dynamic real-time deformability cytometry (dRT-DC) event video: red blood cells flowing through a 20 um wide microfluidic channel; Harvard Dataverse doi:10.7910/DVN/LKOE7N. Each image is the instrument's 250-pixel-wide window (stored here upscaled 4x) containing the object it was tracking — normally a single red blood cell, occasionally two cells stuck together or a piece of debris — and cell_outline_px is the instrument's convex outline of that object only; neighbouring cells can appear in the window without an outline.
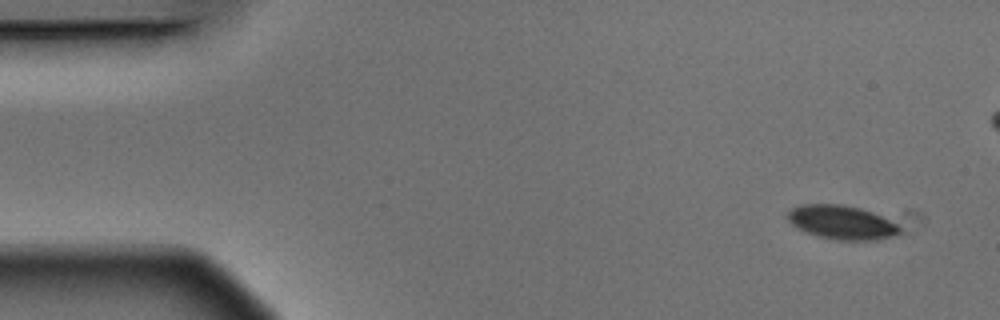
{"species": "Egyptian fruit bat (a non-hibernating species)", "species_latin": "Rousettus aegyptiacus", "temperature_condition": "warm", "stored_images_in_passage": 5, "camera_frame_rate_fps": 3000, "um_per_image_px": 0.085, "animal": {"sex": "male"}, "frame": {"image": 1, "passage_image": 1, "time_ms": 0.0, "image_size_px": [1000, 320], "cell_outline_px": [[900, 232], [896, 236], [876, 240], [840, 240], [816, 236], [804, 232], [796, 228], [788, 220], [788, 212], [792, 208], [800, 204], [840, 204], [860, 208], [872, 212], [896, 224], [900, 228]], "centroid_in_image_um": [71.52, 18.91], "position_along_channel_um": 13.5, "area_um2": 22.14}}